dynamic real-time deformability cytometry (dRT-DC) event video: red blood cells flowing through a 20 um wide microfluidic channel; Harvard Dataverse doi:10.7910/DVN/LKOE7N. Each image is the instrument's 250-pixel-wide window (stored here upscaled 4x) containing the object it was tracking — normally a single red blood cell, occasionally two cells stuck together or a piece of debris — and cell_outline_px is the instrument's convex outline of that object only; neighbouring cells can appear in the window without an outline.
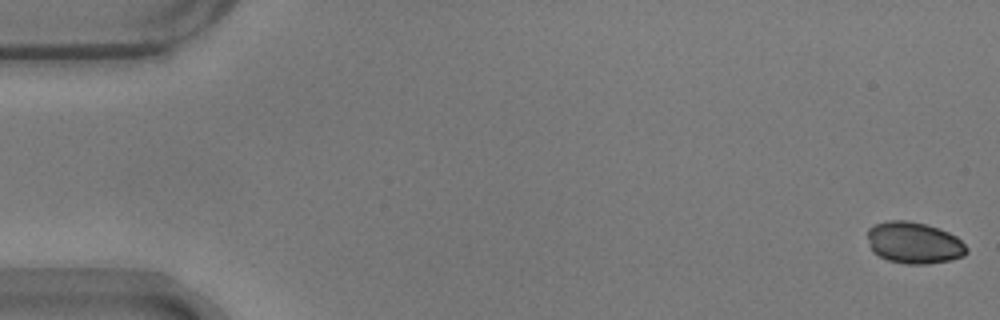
{"species": "common noctule bat (a hibernating species)", "species_latin": "Nyctalus noctula", "temperature_condition": "warm", "stored_images_in_passage": 54, "camera_frame_rate_fps": 3000, "um_per_image_px": 0.085, "animal": {"sex": "male", "body_mass_g": 17.9}, "frame": {"image": 1, "passage_image": 1, "time_ms": 0.0, "image_size_px": [1000, 320], "cell_outline_px": [[968, 252], [964, 256], [948, 260], [924, 264], [904, 264], [888, 260], [872, 252], [868, 240], [868, 228], [872, 224], [888, 220], [908, 220], [924, 224], [948, 232], [956, 236], [968, 248]], "centroid_in_image_um": [77.66, 20.63], "position_along_channel_um": 7.3, "area_um2": 24.04}}
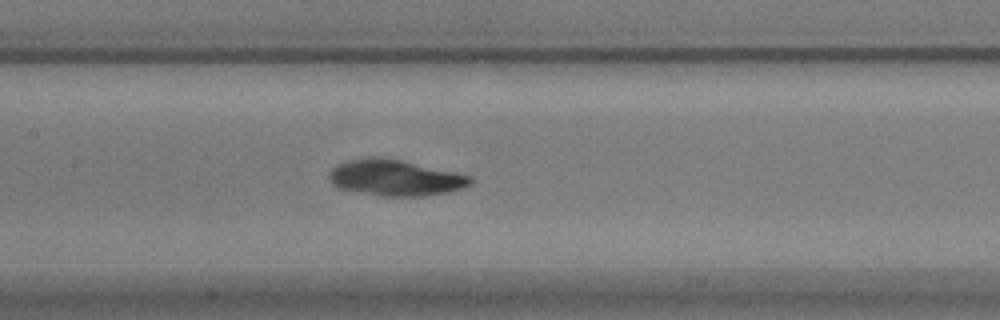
{"frame": {"image": 2, "passage_image": 26, "time_ms": 8.333, "image_size_px": [1000, 320], "cell_outline_px": [[472, 184], [464, 188], [448, 192], [424, 196], [380, 196], [340, 188], [332, 184], [328, 176], [332, 168], [336, 164], [348, 160], [372, 156], [400, 160], [456, 172], [472, 176]], "centroid_in_image_um": [33.6, 15.11], "position_along_channel_um": 173.8, "area_um2": 29.65}}
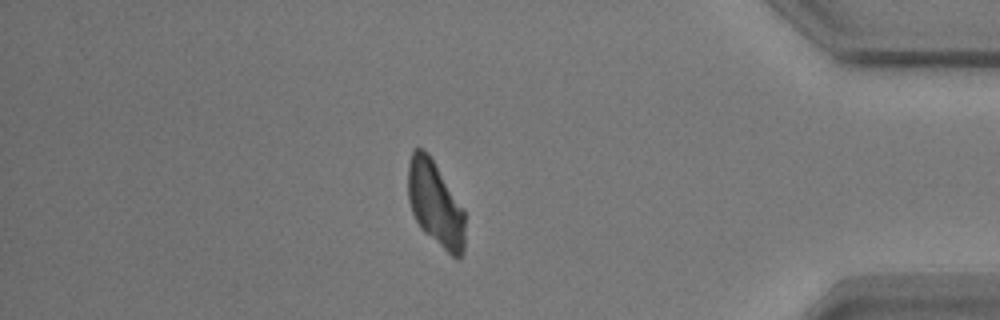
{"frame": {"image": 3, "passage_image": 47, "time_ms": 15.333, "image_size_px": [1000, 320], "cell_outline_px": [[464, 252], [460, 260], [456, 260], [424, 232], [420, 228], [412, 212], [408, 200], [408, 164], [412, 148], [420, 148], [428, 152], [464, 208]], "centroid_in_image_um": [37.0, 17.33], "position_along_channel_um": 398.2, "area_um2": 28.55}}